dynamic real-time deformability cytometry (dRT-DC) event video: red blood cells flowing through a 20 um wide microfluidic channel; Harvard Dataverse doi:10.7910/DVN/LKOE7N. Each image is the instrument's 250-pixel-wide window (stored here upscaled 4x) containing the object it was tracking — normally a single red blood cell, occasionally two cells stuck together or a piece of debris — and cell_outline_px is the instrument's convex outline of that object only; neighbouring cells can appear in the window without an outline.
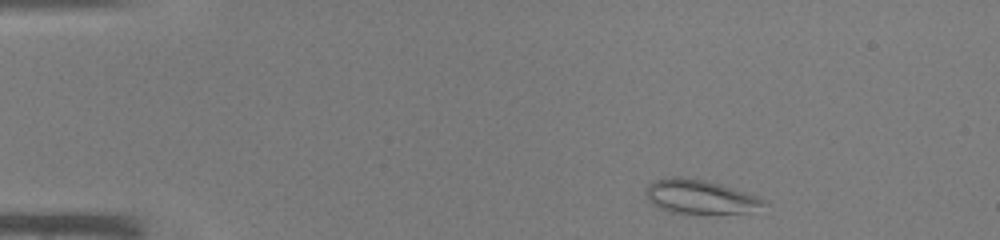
{"species": "common noctule bat (a hibernating species)", "species_latin": "Nyctalus noctula", "temperature_condition": "warm", "stored_images_in_passage": 39, "camera_frame_rate_fps": 3000, "um_per_image_px": 0.085, "animal": {"sex": "male", "body_mass_g": 19.0, "forearm_length_mm": 50.8}, "frame": {"image": 1, "passage_image": 1, "time_ms": 0.0, "image_size_px": [1000, 240], "cell_outline_px": [[764, 204], [744, 212], [672, 212], [660, 208], [652, 204], [648, 200], [648, 184], [656, 180], [672, 176], [680, 176], [704, 180], [720, 184], [756, 196], [764, 200]], "centroid_in_image_um": [59.42, 16.69], "position_along_channel_um": 25.6, "area_um2": 22.25}}
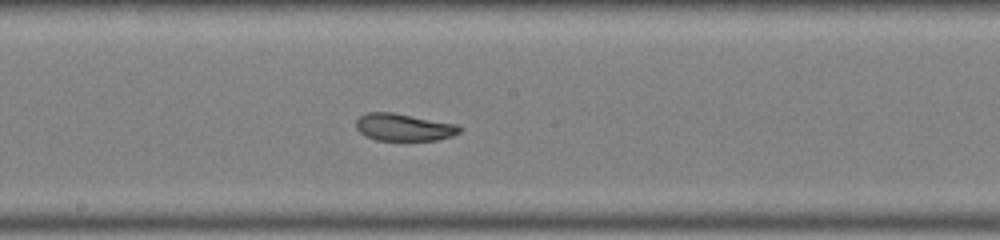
{"frame": {"image": 2, "passage_image": 19, "time_ms": 6.0, "image_size_px": [1000, 240], "cell_outline_px": [[464, 128], [460, 132], [452, 136], [436, 140], [376, 140], [364, 136], [356, 128], [356, 120], [364, 112], [392, 112], [456, 124]], "centroid_in_image_um": [34.3, 10.81], "position_along_channel_um": 213.9, "area_um2": 16.53}}
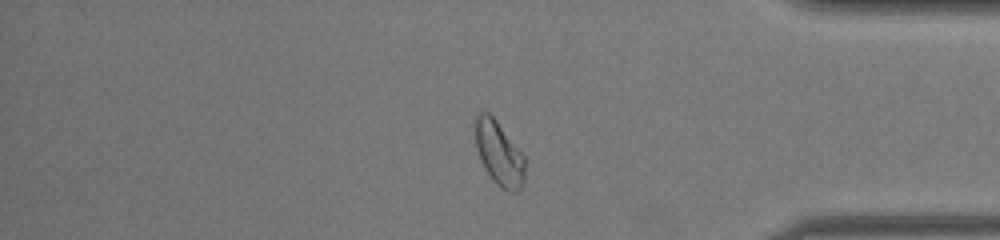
{"frame": {"image": 3, "passage_image": 32, "time_ms": 10.333, "image_size_px": [1000, 240], "cell_outline_px": [[524, 184], [516, 192], [508, 192], [500, 188], [496, 184], [484, 168], [480, 160], [476, 148], [476, 112], [488, 112], [496, 120], [524, 156]], "centroid_in_image_um": [42.41, 13.07], "position_along_channel_um": 392.8, "area_um2": 18.44}}